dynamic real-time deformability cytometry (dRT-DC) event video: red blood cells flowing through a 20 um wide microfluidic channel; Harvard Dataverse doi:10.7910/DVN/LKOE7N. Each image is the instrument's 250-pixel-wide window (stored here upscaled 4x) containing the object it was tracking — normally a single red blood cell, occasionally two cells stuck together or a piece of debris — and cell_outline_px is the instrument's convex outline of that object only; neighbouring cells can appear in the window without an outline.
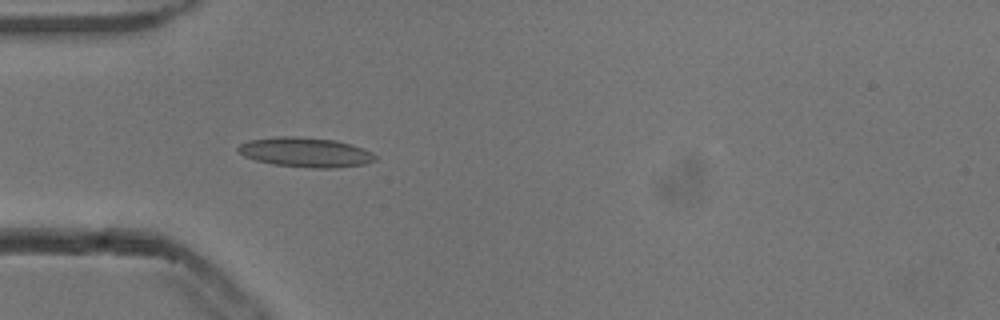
{"species": "common noctule bat (a hibernating species)", "species_latin": "Nyctalus noctula", "temperature_condition": "cold", "stored_images_in_passage": 39, "camera_frame_rate_fps": 3000, "um_per_image_px": 0.085, "animal": {"sex": "male", "body_mass_g": 13.3}, "frame": {"image": 1, "passage_image": 4, "time_ms": 1.0, "image_size_px": [1000, 320], "cell_outline_px": [[376, 160], [364, 164], [336, 168], [312, 168], [272, 164], [256, 160], [244, 156], [236, 148], [240, 144], [248, 140], [280, 136], [292, 136], [332, 140], [348, 144], [360, 148], [376, 156]], "centroid_in_image_um": [25.91, 12.95], "position_along_channel_um": 59.1, "area_um2": 23.29}}
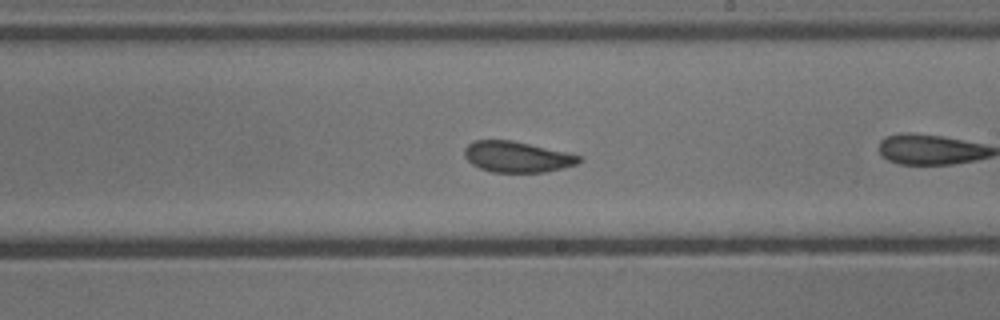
{"frame": {"image": 2, "passage_image": 16, "time_ms": 5.0, "image_size_px": [1000, 320], "cell_outline_px": [[580, 160], [576, 164], [544, 172], [492, 172], [480, 168], [472, 164], [464, 156], [464, 148], [468, 144], [476, 140], [512, 140], [568, 152], [580, 156]], "centroid_in_image_um": [43.91, 13.32], "position_along_channel_um": 245.1, "area_um2": 20.46}}
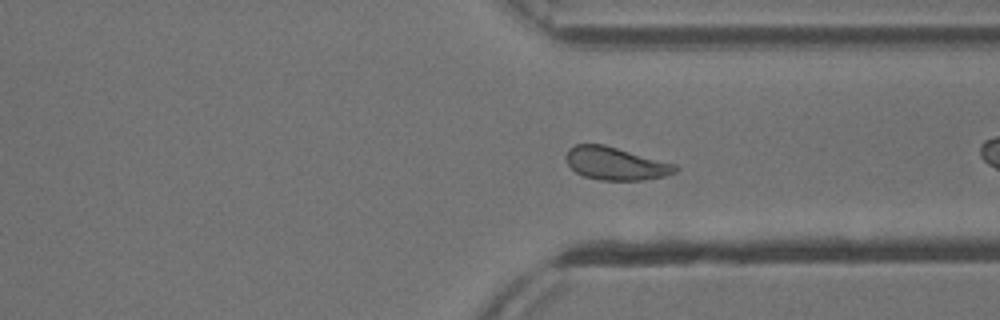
{"frame": {"image": 3, "passage_image": 25, "time_ms": 8.0, "image_size_px": [1000, 320], "cell_outline_px": [[680, 168], [676, 172], [664, 176], [644, 180], [600, 180], [584, 176], [576, 172], [564, 160], [564, 156], [568, 148], [576, 144], [604, 144], [676, 164]], "centroid_in_image_um": [52.31, 13.89], "position_along_channel_um": 359.1, "area_um2": 21.1}}